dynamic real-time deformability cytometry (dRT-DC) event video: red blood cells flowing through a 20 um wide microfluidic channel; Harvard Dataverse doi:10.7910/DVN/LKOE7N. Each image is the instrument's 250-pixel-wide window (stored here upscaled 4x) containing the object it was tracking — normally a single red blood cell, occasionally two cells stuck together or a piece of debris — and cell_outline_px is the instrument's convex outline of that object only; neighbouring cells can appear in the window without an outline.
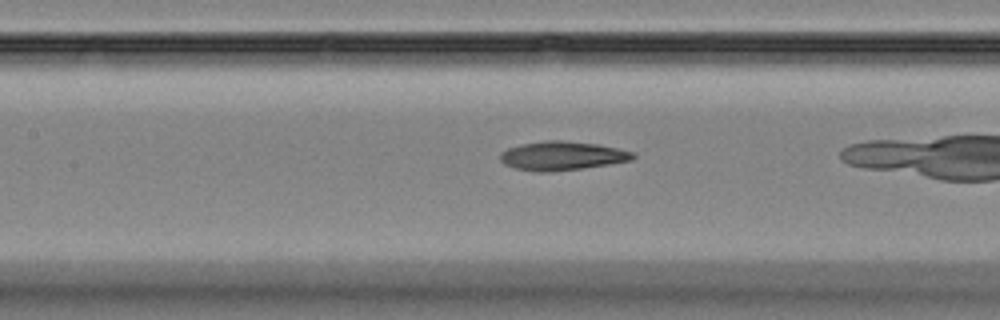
{"species": "Egyptian fruit bat (a non-hibernating species)", "species_latin": "Rousettus aegyptiacus", "temperature_condition": "room temperature", "stored_images_in_passage": 40, "camera_frame_rate_fps": 3000, "um_per_image_px": 0.085, "animal": {"sex": "female"}, "frame": {"image": 1, "passage_image": 22, "time_ms": 7.0, "image_size_px": [1000, 320], "cell_outline_px": [[636, 156], [632, 160], [612, 164], [584, 168], [552, 172], [536, 172], [512, 168], [504, 164], [500, 160], [500, 152], [508, 148], [520, 144], [544, 140], [560, 140], [596, 144], [616, 148], [632, 152]], "centroid_in_image_um": [47.73, 13.25], "position_along_channel_um": 159.7, "area_um2": 22.54}}
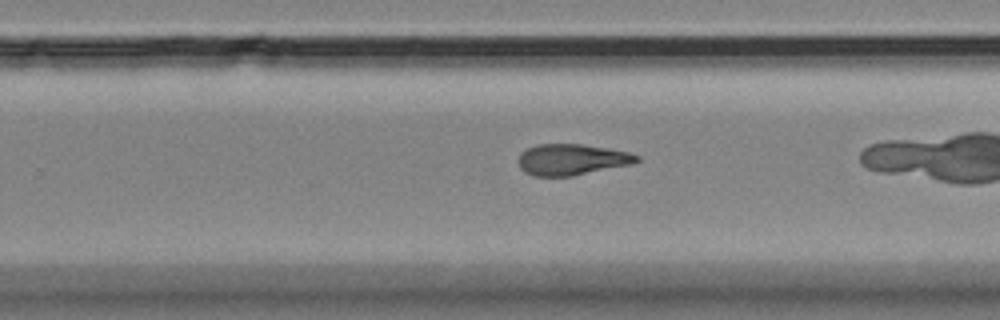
{"frame": {"image": 2, "passage_image": 32, "time_ms": 10.333, "image_size_px": [1000, 320], "cell_outline_px": [[640, 160], [632, 164], [572, 176], [532, 176], [524, 172], [520, 168], [520, 152], [536, 144], [580, 144], [608, 148], [628, 152], [640, 156]], "centroid_in_image_um": [48.6, 13.56], "position_along_channel_um": 281.2, "area_um2": 21.44}}
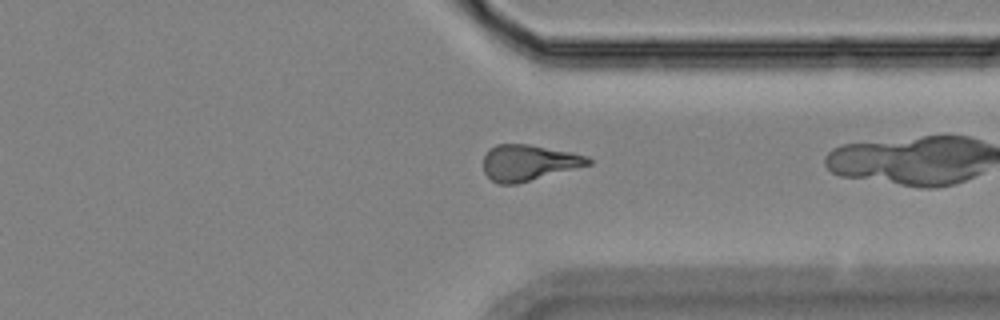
{"frame": {"image": 3, "passage_image": 39, "time_ms": 12.667, "image_size_px": [1000, 320], "cell_outline_px": [[592, 164], [516, 184], [500, 184], [492, 180], [484, 172], [484, 156], [488, 148], [496, 144], [528, 144], [572, 152], [588, 156], [592, 160]], "centroid_in_image_um": [44.93, 13.82], "position_along_channel_um": 366.5, "area_um2": 21.96}}